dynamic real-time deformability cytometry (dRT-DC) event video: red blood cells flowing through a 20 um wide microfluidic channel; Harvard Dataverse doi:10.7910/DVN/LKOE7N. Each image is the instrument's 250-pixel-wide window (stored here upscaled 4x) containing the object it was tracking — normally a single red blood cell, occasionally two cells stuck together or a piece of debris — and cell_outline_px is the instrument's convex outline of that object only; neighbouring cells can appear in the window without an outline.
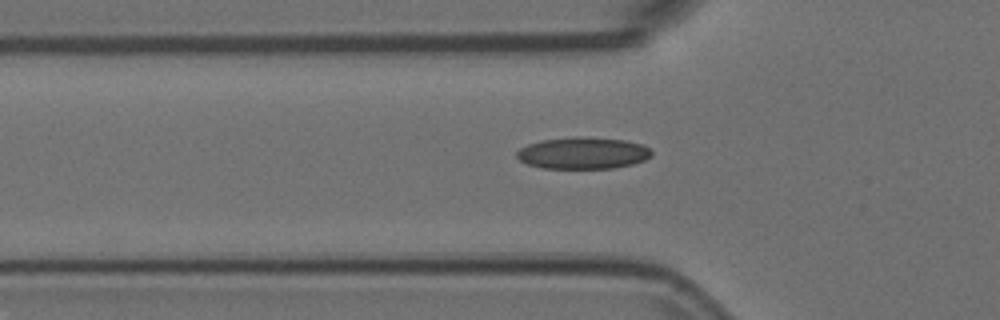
{"species": "Egyptian fruit bat (a non-hibernating species)", "species_latin": "Rousettus aegyptiacus", "temperature_condition": "room temperature", "stored_images_in_passage": 40, "camera_frame_rate_fps": 3000, "um_per_image_px": 0.085, "animal": {"sex": "female"}, "frame": {"image": 1, "passage_image": 8, "time_ms": 2.333, "image_size_px": [1000, 320], "cell_outline_px": [[652, 156], [644, 160], [632, 164], [612, 168], [540, 168], [528, 164], [520, 160], [516, 156], [516, 152], [520, 148], [528, 144], [540, 140], [580, 136], [624, 140], [644, 144], [652, 152]], "centroid_in_image_um": [49.55, 13.01], "position_along_channel_um": 76.3, "area_um2": 24.97}}
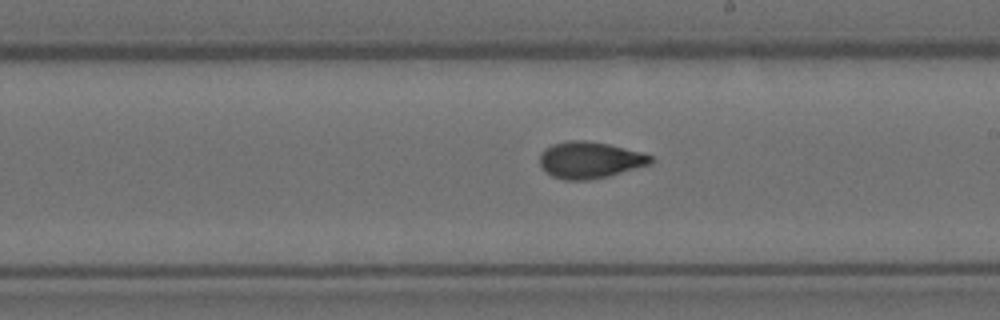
{"frame": {"image": 2, "passage_image": 21, "time_ms": 6.667, "image_size_px": [1000, 320], "cell_outline_px": [[652, 164], [608, 176], [588, 180], [564, 180], [552, 176], [540, 164], [540, 152], [544, 148], [552, 144], [568, 140], [584, 140], [608, 144], [640, 152], [652, 156]], "centroid_in_image_um": [50.12, 13.6], "position_along_channel_um": 238.9, "area_um2": 23.58}}
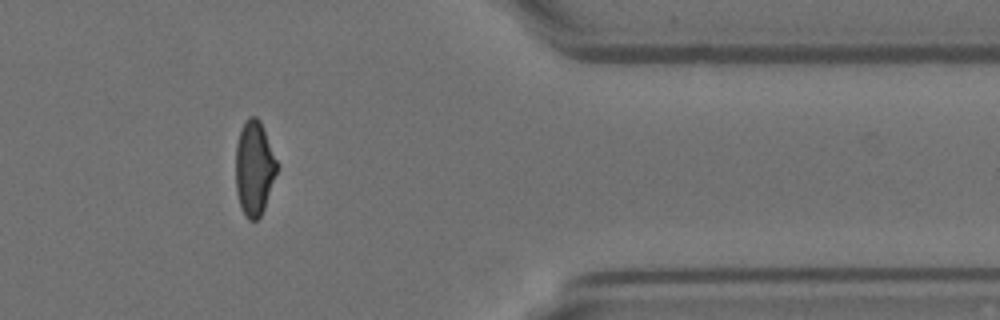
{"frame": {"image": 3, "passage_image": 35, "time_ms": 11.333, "image_size_px": [1000, 320], "cell_outline_px": [[276, 172], [264, 208], [260, 216], [256, 220], [248, 220], [244, 216], [240, 208], [236, 192], [236, 144], [240, 128], [244, 120], [248, 116], [256, 116], [260, 120], [276, 160]], "centroid_in_image_um": [21.57, 14.28], "position_along_channel_um": 389.8, "area_um2": 22.6}, "authors_computed_cell_mechanics": {"area_um2": 23.409, "velocity_mm_per_s": 3.7247, "shape_relaxation_time_tau1_ms": 6.2093, "shape_relaxation_time_tau2_ms": 1.5337, "deformation_change_tau1": 0.1773, "deformation_change_tau2": 0.0746}}